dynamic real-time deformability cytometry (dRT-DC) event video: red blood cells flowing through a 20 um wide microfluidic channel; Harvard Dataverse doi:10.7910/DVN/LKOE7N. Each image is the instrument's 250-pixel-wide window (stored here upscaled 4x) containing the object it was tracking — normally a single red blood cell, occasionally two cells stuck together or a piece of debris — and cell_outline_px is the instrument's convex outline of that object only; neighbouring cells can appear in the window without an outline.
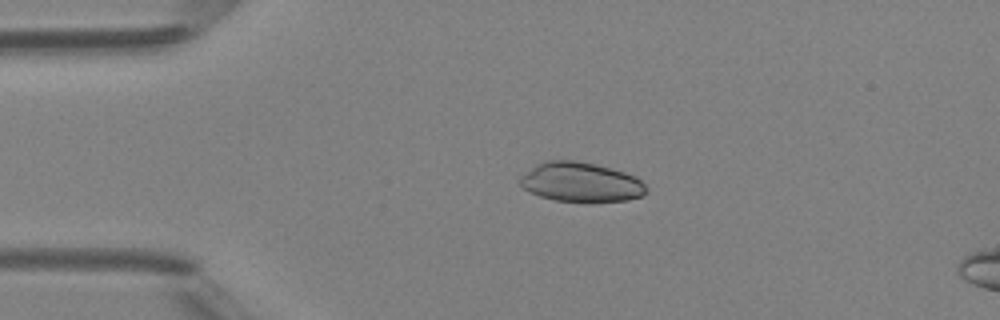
{"species": "Egyptian fruit bat (a non-hibernating species)", "species_latin": "Rousettus aegyptiacus", "temperature_condition": "room temperature", "stored_images_in_passage": 3, "camera_frame_rate_fps": 3000, "um_per_image_px": 0.085, "animal": {"sex": "female"}, "frame": {"image": 1, "passage_image": 1, "time_ms": 0.0, "image_size_px": [1000, 320], "cell_outline_px": [[648, 192], [640, 196], [628, 200], [556, 200], [540, 196], [524, 188], [520, 184], [520, 176], [524, 172], [536, 164], [544, 160], [576, 160], [596, 164], [624, 172], [636, 176], [644, 184]], "centroid_in_image_um": [49.35, 15.44], "position_along_channel_um": 35.6, "area_um2": 28.61}}